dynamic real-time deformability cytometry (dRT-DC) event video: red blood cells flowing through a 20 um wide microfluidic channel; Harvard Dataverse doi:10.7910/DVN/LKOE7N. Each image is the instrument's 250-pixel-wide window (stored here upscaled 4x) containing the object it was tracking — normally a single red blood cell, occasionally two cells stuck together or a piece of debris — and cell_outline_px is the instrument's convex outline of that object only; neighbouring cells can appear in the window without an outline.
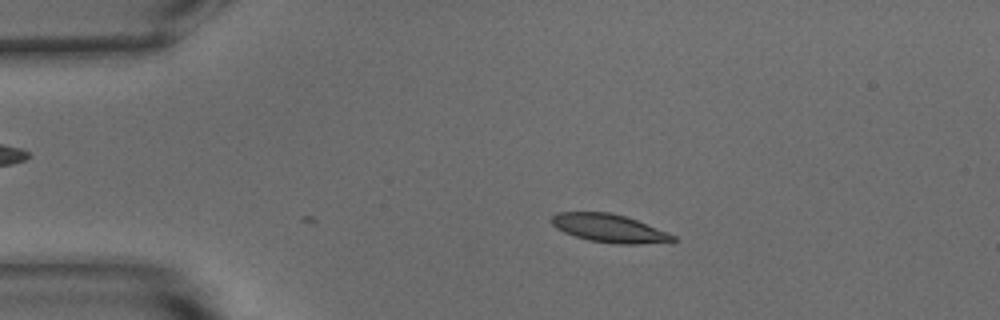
{"species": "common noctule bat (a hibernating species)", "species_latin": "Nyctalus noctula", "temperature_condition": "warm", "stored_images_in_passage": 10, "camera_frame_rate_fps": 3000, "um_per_image_px": 0.085, "animal": {"sex": "male", "body_mass_g": 15.6}, "frame": {"image": 1, "passage_image": 10, "time_ms": 3.0, "image_size_px": [1000, 320], "cell_outline_px": [[680, 240], [672, 244], [616, 244], [588, 240], [564, 232], [556, 228], [552, 224], [552, 216], [556, 212], [608, 212], [624, 216], [636, 220], [668, 232], [676, 236]], "centroid_in_image_um": [51.9, 19.43], "position_along_channel_um": 33.1, "area_um2": 20.29}}